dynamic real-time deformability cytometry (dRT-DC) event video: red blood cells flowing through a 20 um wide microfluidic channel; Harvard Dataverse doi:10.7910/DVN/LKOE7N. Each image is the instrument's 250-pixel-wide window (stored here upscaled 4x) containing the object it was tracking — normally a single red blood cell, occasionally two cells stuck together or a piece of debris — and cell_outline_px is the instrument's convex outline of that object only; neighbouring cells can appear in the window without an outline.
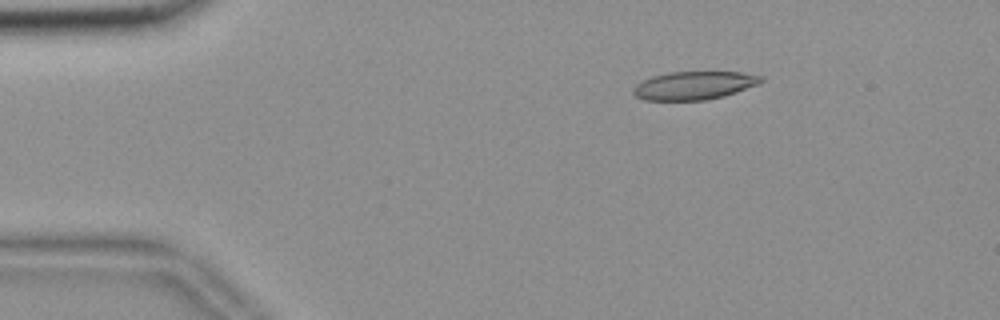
{"species": "common noctule bat (a hibernating species)", "species_latin": "Nyctalus noctula", "temperature_condition": "room temperature", "stored_images_in_passage": 55, "camera_frame_rate_fps": 3000, "um_per_image_px": 0.085, "animal": {"sex": "female", "body_mass_g": 18.4}, "frame": {"image": 1, "passage_image": 9, "time_ms": 2.667, "image_size_px": [1000, 320], "cell_outline_px": [[764, 80], [760, 84], [724, 96], [704, 100], [644, 100], [636, 96], [632, 92], [632, 88], [636, 84], [652, 76], [668, 72], [740, 72], [764, 76]], "centroid_in_image_um": [59.01, 7.26], "position_along_channel_um": 26.0, "area_um2": 21.1}}
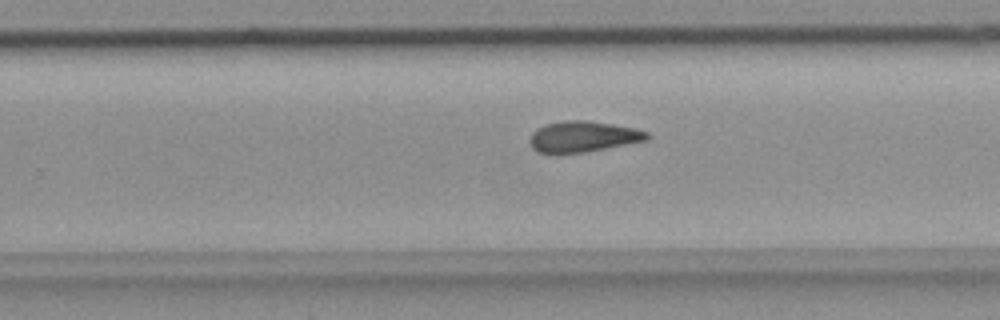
{"frame": {"image": 2, "passage_image": 35, "time_ms": 11.333, "image_size_px": [1000, 320], "cell_outline_px": [[652, 136], [648, 140], [584, 152], [556, 156], [540, 152], [532, 148], [528, 140], [532, 132], [536, 128], [544, 124], [564, 120], [588, 120], [636, 128], [648, 132]], "centroid_in_image_um": [49.51, 11.63], "position_along_channel_um": 280.3, "area_um2": 21.73}}
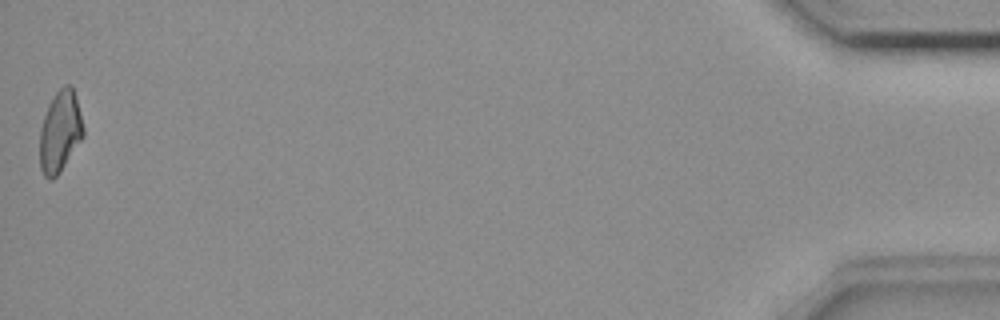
{"frame": {"image": 3, "passage_image": 55, "time_ms": 18.0, "image_size_px": [1000, 320], "cell_outline_px": [[84, 136], [60, 172], [52, 180], [48, 180], [44, 176], [40, 168], [40, 128], [48, 104], [56, 92], [64, 84], [72, 84], [76, 96], [84, 128]], "centroid_in_image_um": [5.11, 11.18], "position_along_channel_um": 430.1, "area_um2": 20.81}, "authors_computed_cell_mechanics": {"area_um2": 21.4438, "velocity_mm_per_s": 3.6885, "shape_relaxation_time_tau1_ms": null, "shape_relaxation_time_tau2_ms": 4.6523, "deformation_change_tau1": null, "deformation_change_tau2": 0.1331}}